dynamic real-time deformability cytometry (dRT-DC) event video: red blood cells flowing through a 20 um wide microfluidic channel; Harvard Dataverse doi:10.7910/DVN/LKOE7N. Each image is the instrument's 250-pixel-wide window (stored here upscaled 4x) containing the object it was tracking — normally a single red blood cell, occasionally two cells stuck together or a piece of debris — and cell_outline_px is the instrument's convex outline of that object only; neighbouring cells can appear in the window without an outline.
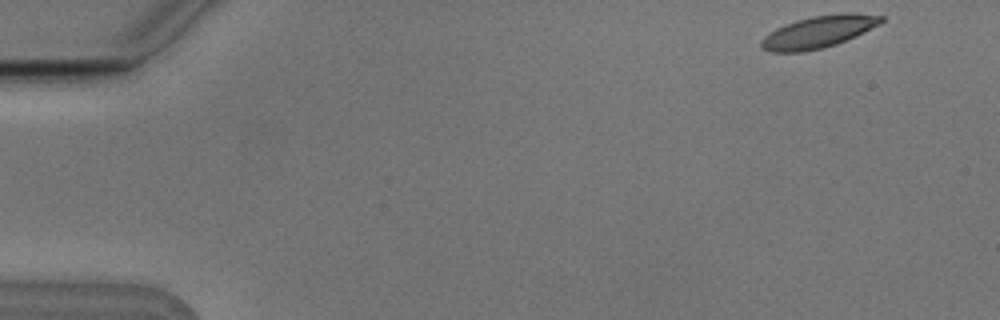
{"species": "Egyptian fruit bat (a non-hibernating species)", "species_latin": "Rousettus aegyptiacus", "temperature_condition": "cold", "stored_images_in_passage": 4, "camera_frame_rate_fps": 3000, "um_per_image_px": 0.085, "animal": {"sex": "male"}, "frame": {"image": 1, "passage_image": 1, "time_ms": 0.0, "image_size_px": [1000, 320], "cell_outline_px": [[884, 20], [880, 24], [856, 36], [836, 44], [820, 48], [800, 52], [772, 52], [760, 48], [760, 40], [764, 36], [776, 28], [784, 24], [796, 20], [812, 16], [840, 12], [852, 12], [884, 16]], "centroid_in_image_um": [69.57, 2.69], "position_along_channel_um": 15.4, "area_um2": 22.54}}